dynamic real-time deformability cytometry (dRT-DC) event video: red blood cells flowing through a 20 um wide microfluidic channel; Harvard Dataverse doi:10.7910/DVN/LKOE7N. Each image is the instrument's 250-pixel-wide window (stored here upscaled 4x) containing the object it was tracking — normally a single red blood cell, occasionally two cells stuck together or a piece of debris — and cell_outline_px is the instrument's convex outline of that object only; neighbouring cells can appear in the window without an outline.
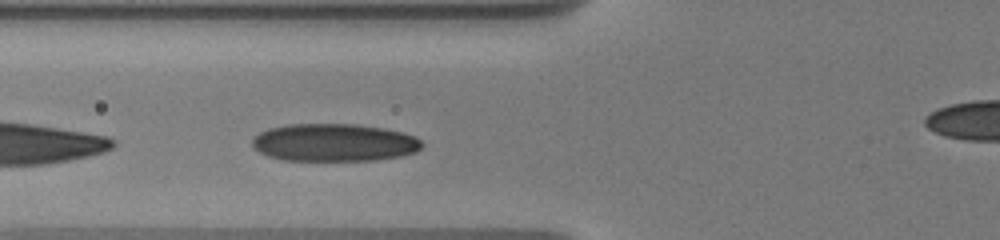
{"species": "human", "species_latin": "Homo sapiens", "temperature_condition": "warm", "stored_images_in_passage": 5, "segment_of_instrument_passage": [1, 2], "camera_frame_rate_fps": 3000, "um_per_image_px": 0.085, "donor": {"sex": "male"}, "frame": {"image": 1, "passage_image": 4, "time_ms": 3.333, "image_size_px": [1000, 240], "cell_outline_px": [[424, 144], [416, 152], [404, 156], [376, 160], [284, 160], [268, 156], [252, 148], [252, 140], [260, 132], [268, 128], [288, 124], [356, 124], [384, 128], [404, 132], [416, 136]], "centroid_in_image_um": [28.43, 12.11], "position_along_channel_um": 97.4, "area_um2": 37.57}}